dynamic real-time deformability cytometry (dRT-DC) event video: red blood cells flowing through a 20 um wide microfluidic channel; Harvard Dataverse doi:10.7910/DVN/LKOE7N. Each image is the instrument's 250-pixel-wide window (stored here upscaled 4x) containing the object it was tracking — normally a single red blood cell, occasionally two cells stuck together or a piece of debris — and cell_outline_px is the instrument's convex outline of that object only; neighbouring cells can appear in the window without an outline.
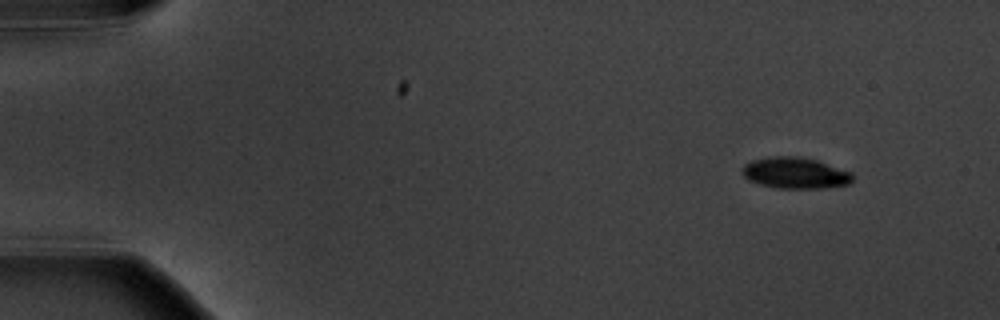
{"species": "common noctule bat (a hibernating species)", "species_latin": "Nyctalus noctula", "temperature_condition": "warm", "stored_images_in_passage": 4, "camera_frame_rate_fps": 3000, "um_per_image_px": 0.085, "animal": {"sex": "male", "body_mass_g": 20.1, "forearm_length_mm": 53.5}, "frame": {"image": 1, "passage_image": 1, "time_ms": 0.0, "image_size_px": [1000, 320], "cell_outline_px": [[852, 180], [848, 184], [820, 188], [776, 188], [760, 184], [748, 180], [740, 172], [740, 168], [744, 164], [752, 160], [772, 156], [796, 156], [816, 160], [852, 172]], "centroid_in_image_um": [67.53, 14.7], "position_along_channel_um": 17.5, "area_um2": 20.06}}
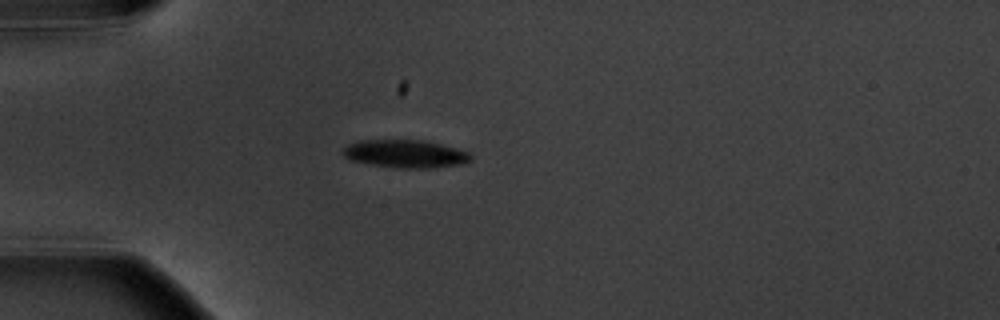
{"frame": {"image": 2, "passage_image": 4, "time_ms": 3.667, "image_size_px": [1000, 320], "cell_outline_px": [[472, 160], [464, 164], [436, 168], [396, 168], [372, 164], [352, 160], [344, 156], [340, 152], [348, 144], [360, 140], [424, 140], [456, 148], [468, 152], [472, 156]], "centroid_in_image_um": [34.48, 13.08], "position_along_channel_um": 50.5, "area_um2": 20.92}}